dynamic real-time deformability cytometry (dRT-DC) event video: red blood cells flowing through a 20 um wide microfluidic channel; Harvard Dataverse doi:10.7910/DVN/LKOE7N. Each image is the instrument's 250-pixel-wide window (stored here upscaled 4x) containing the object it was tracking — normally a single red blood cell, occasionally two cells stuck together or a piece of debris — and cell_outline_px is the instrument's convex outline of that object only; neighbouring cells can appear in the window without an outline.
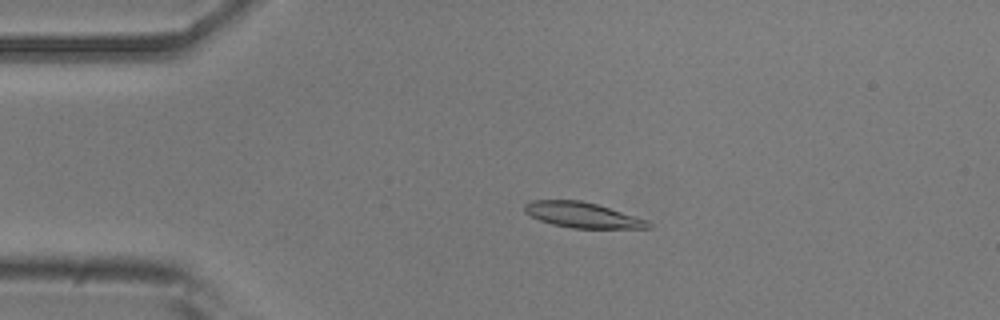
{"species": "common noctule bat (a hibernating species)", "species_latin": "Nyctalus noctula", "temperature_condition": "room temperature", "stored_images_in_passage": 40, "camera_frame_rate_fps": 3000, "um_per_image_px": 0.085, "animal": {"sex": "male", "body_mass_g": 20.5, "forearm_length_mm": 52.5}, "frame": {"image": 1, "passage_image": 11, "time_ms": 3.333, "image_size_px": [1000, 320], "cell_outline_px": [[652, 228], [572, 228], [552, 224], [540, 220], [524, 212], [524, 204], [532, 200], [580, 200], [596, 204], [648, 220], [652, 224]], "centroid_in_image_um": [49.5, 18.28], "position_along_channel_um": 35.5, "area_um2": 18.21}}
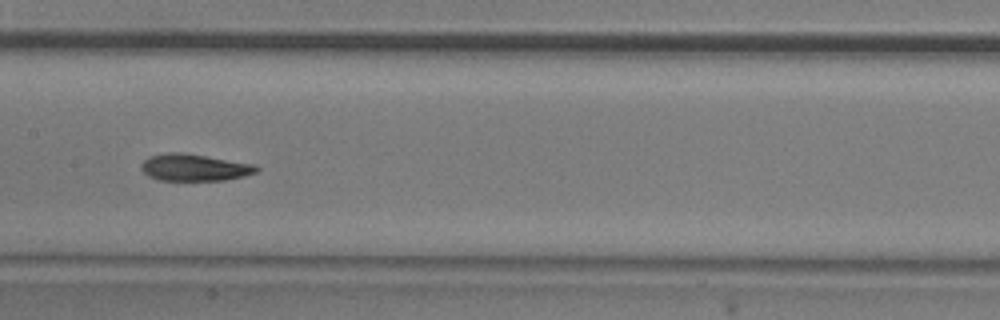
{"frame": {"image": 2, "passage_image": 26, "time_ms": 8.333, "image_size_px": [1000, 320], "cell_outline_px": [[260, 168], [256, 172], [244, 176], [224, 180], [160, 180], [148, 176], [140, 168], [140, 164], [148, 156], [168, 152], [180, 152], [256, 164]], "centroid_in_image_um": [16.51, 14.23], "position_along_channel_um": 190.9, "area_um2": 18.09}}
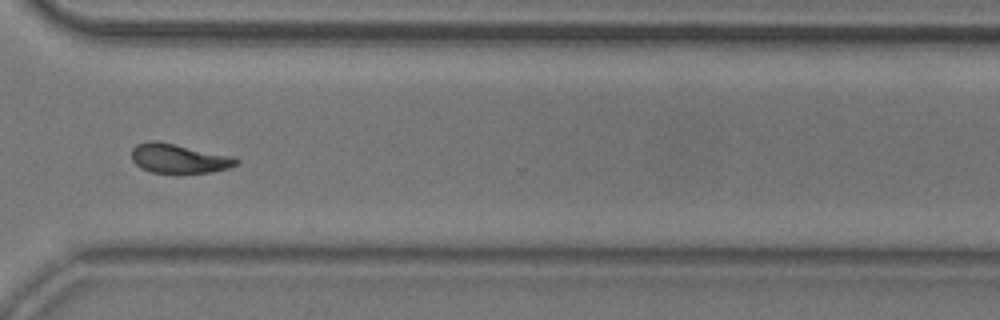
{"frame": {"image": 3, "passage_image": 39, "time_ms": 12.667, "image_size_px": [1000, 320], "cell_outline_px": [[240, 160], [236, 164], [228, 168], [212, 172], [152, 172], [140, 168], [132, 160], [132, 148], [136, 144], [148, 140], [156, 140], [236, 156]], "centroid_in_image_um": [15.21, 13.44], "position_along_channel_um": 355.4, "area_um2": 17.98}}